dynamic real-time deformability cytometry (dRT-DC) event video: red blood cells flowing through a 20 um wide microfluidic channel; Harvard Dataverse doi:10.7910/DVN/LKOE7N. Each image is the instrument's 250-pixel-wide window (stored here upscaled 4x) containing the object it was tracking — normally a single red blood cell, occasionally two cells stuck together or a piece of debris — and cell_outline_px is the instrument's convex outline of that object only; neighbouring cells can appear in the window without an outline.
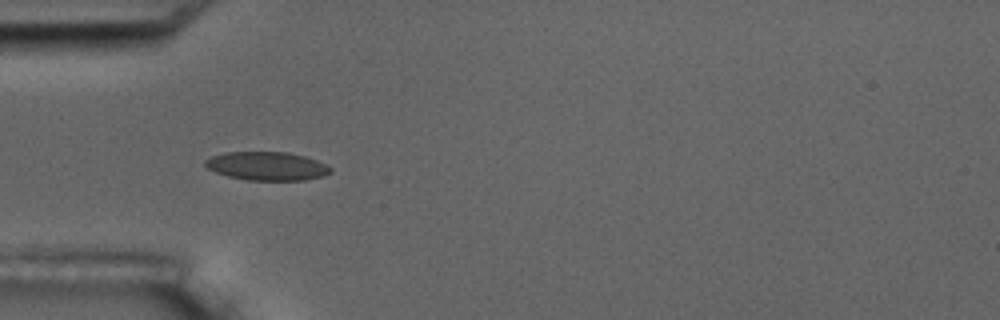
{"species": "common noctule bat (a hibernating species)", "species_latin": "Nyctalus noctula", "temperature_condition": "room temperature", "stored_images_in_passage": 6, "camera_frame_rate_fps": 3000, "um_per_image_px": 0.085, "animal": {"sex": "male", "body_mass_g": 17.5, "forearm_length_mm": 52.3}, "frame": {"image": 1, "passage_image": 5, "time_ms": 4.667, "image_size_px": [1000, 320], "cell_outline_px": [[332, 172], [324, 176], [304, 180], [248, 180], [228, 176], [216, 172], [208, 168], [204, 164], [204, 160], [212, 156], [224, 152], [288, 152], [304, 156], [328, 164], [332, 168]], "centroid_in_image_um": [22.72, 14.11], "position_along_channel_um": 62.3, "area_um2": 20.92}}